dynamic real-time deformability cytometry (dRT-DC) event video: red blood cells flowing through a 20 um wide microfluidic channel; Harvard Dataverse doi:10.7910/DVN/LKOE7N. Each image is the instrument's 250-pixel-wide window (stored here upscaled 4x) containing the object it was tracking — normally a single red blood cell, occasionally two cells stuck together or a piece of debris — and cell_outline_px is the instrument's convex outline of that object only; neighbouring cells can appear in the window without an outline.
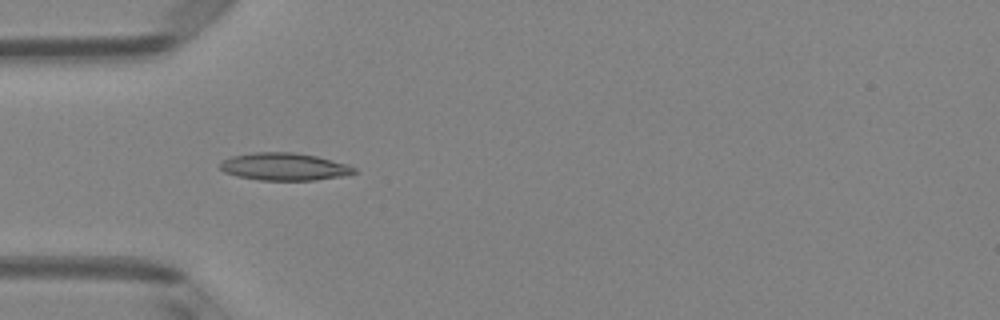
{"species": "Egyptian fruit bat (a non-hibernating species)", "species_latin": "Rousettus aegyptiacus", "temperature_condition": "room temperature", "stored_images_in_passage": 5, "camera_frame_rate_fps": 3000, "um_per_image_px": 0.085, "animal": {"sex": "female"}, "frame": {"image": 1, "passage_image": 4, "time_ms": 1.0, "image_size_px": [1000, 320], "cell_outline_px": [[356, 172], [348, 176], [316, 180], [260, 180], [236, 176], [224, 172], [220, 168], [220, 160], [232, 156], [252, 152], [292, 152], [316, 156], [348, 164], [356, 168]], "centroid_in_image_um": [24.17, 14.17], "position_along_channel_um": 60.8, "area_um2": 21.73}}
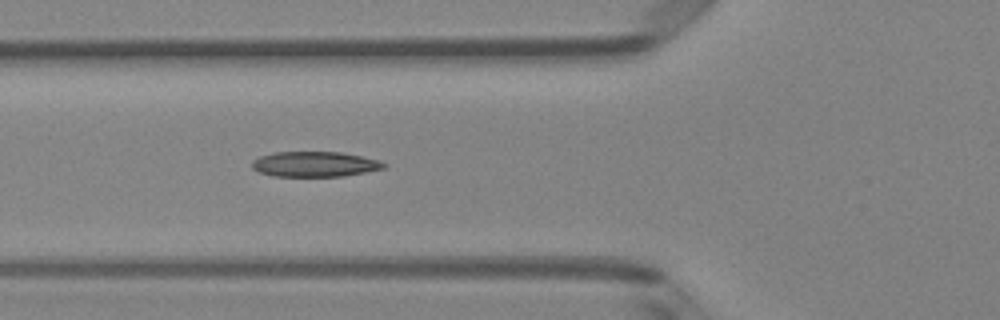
{"frame": {"image": 2, "passage_image": 5, "time_ms": 1.333, "image_size_px": [1000, 320], "cell_outline_px": [[388, 164], [384, 168], [344, 176], [272, 176], [260, 172], [252, 168], [252, 160], [260, 156], [276, 152], [340, 152], [380, 160]], "centroid_in_image_um": [26.75, 13.95], "position_along_channel_um": 99.0, "area_um2": 19.31}}